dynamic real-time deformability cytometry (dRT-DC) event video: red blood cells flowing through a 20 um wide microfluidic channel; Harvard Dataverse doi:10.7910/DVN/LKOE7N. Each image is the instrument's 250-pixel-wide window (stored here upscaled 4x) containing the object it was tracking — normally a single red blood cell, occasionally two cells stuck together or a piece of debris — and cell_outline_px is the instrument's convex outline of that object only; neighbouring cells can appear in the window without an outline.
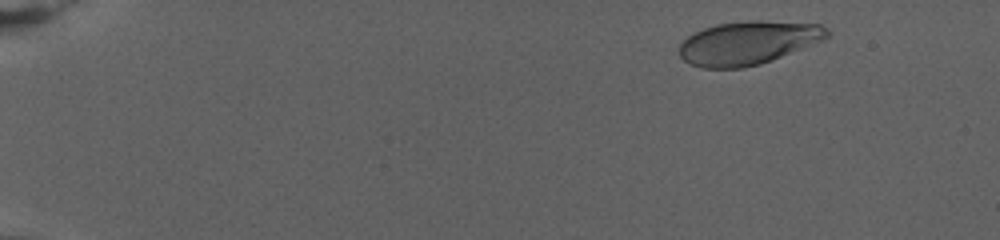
{"species": "human", "species_latin": "Homo sapiens", "temperature_condition": "warm", "stored_images_in_passage": 78, "camera_frame_rate_fps": 3000, "um_per_image_px": 0.085, "donor": {"sex": "female"}, "frame": {"image": 1, "passage_image": 7, "time_ms": 2.0, "image_size_px": [1000, 240], "cell_outline_px": [[832, 32], [824, 40], [772, 60], [760, 64], [740, 68], [704, 68], [692, 64], [684, 60], [680, 56], [680, 44], [688, 36], [704, 28], [716, 24], [752, 20], [760, 20], [820, 24], [828, 28]], "centroid_in_image_um": [63.63, 3.63], "position_along_channel_um": 21.4, "area_um2": 37.4}}
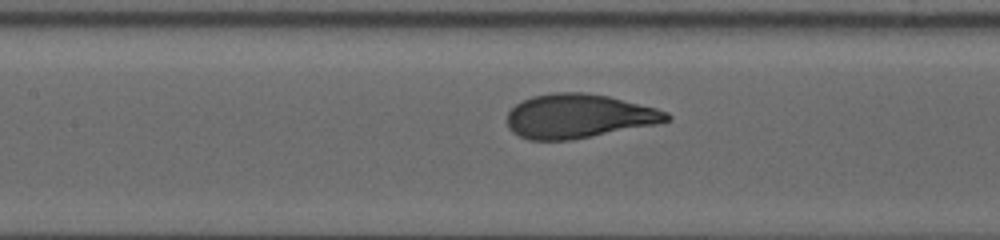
{"frame": {"image": 2, "passage_image": 38, "time_ms": 12.333, "image_size_px": [1000, 240], "cell_outline_px": [[672, 120], [656, 124], [572, 140], [528, 140], [512, 132], [508, 128], [508, 112], [516, 104], [532, 96], [552, 92], [584, 92], [608, 96], [656, 108], [668, 112], [672, 116]], "centroid_in_image_um": [49.19, 9.87], "position_along_channel_um": 158.2, "area_um2": 41.04}}
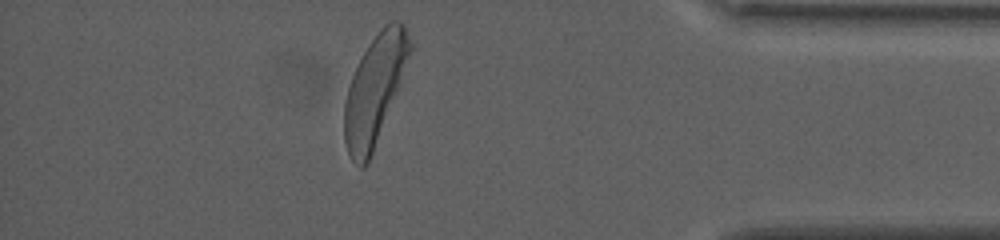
{"frame": {"image": 3, "passage_image": 69, "time_ms": 22.667, "image_size_px": [1000, 240], "cell_outline_px": [[416, 48], [368, 164], [364, 168], [360, 168], [352, 160], [348, 152], [344, 140], [344, 104], [348, 88], [352, 76], [368, 44], [380, 28], [384, 24], [392, 20], [396, 20], [404, 24]], "centroid_in_image_um": [31.92, 7.58], "position_along_channel_um": 403.3, "area_um2": 42.43}, "authors_computed_cell_mechanics": {"area_um2": 40.0554, "velocity_mm_per_s": 2.6481, "shape_relaxation_time_tau1_ms": 3.4546, "shape_relaxation_time_tau2_ms": null, "deformation_change_tau1": 0.1975, "deformation_change_tau2": null}}